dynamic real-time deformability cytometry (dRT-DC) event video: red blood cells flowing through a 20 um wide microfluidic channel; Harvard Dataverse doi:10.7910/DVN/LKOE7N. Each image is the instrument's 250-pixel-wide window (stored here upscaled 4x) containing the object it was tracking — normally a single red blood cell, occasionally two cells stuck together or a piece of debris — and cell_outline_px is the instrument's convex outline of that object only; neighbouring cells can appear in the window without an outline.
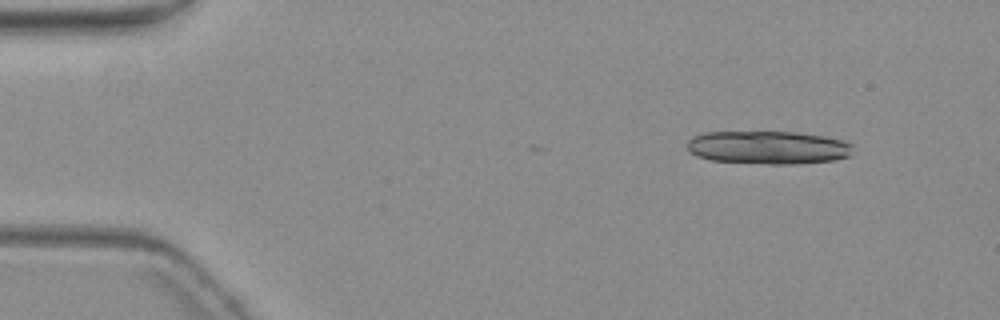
{"species": "common noctule bat (a hibernating species)", "species_latin": "Nyctalus noctula", "temperature_condition": "warm", "stored_images_in_passage": 4, "camera_frame_rate_fps": 3000, "um_per_image_px": 0.085, "animal": {"sex": "female", "body_mass_g": 19.3, "forearm_length_mm": 54.1}, "frame": {"image": 1, "passage_image": 1, "time_ms": 0.0, "image_size_px": [1000, 320], "cell_outline_px": [[852, 148], [848, 156], [836, 160], [792, 164], [768, 164], [708, 160], [696, 156], [688, 152], [688, 140], [692, 136], [704, 132], [796, 132], [824, 136], [844, 140], [852, 144]], "centroid_in_image_um": [65.26, 12.54], "position_along_channel_um": 19.7, "area_um2": 32.25}}